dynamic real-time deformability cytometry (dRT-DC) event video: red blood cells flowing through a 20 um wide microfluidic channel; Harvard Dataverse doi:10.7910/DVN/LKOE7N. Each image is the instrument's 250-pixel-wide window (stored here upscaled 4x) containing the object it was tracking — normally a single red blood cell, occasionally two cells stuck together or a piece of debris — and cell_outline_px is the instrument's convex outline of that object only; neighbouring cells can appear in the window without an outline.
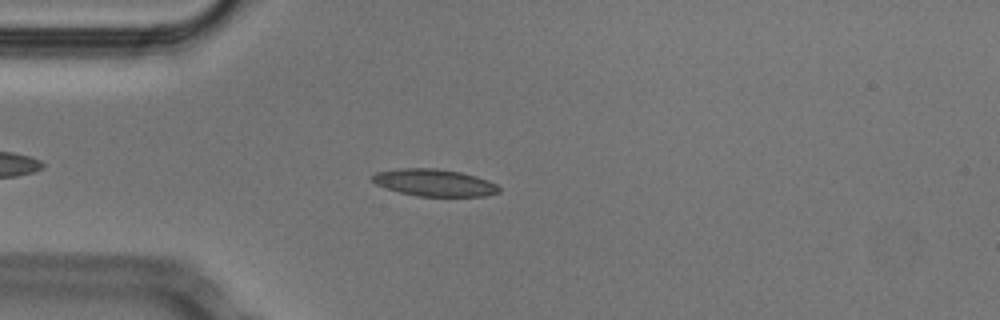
{"species": "Egyptian fruit bat (a non-hibernating species)", "species_latin": "Rousettus aegyptiacus", "temperature_condition": "cold", "stored_images_in_passage": 47, "camera_frame_rate_fps": 3000, "um_per_image_px": 0.085, "animal": {"sex": "male"}, "frame": {"image": 1, "passage_image": 8, "time_ms": 2.333, "image_size_px": [1000, 320], "cell_outline_px": [[500, 192], [484, 196], [416, 196], [384, 188], [376, 184], [368, 176], [376, 172], [400, 168], [436, 168], [460, 172], [476, 176], [488, 180], [496, 184], [500, 188]], "centroid_in_image_um": [36.88, 15.52], "position_along_channel_um": 48.1, "area_um2": 20.11}}
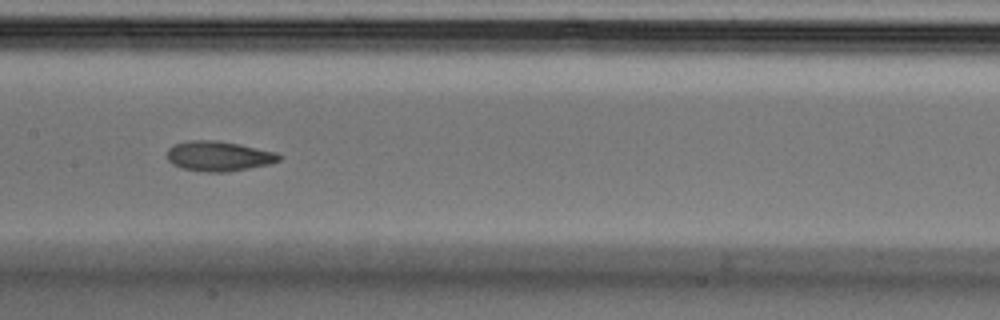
{"frame": {"image": 2, "passage_image": 20, "time_ms": 6.333, "image_size_px": [1000, 320], "cell_outline_px": [[284, 156], [280, 160], [268, 164], [228, 172], [204, 172], [180, 168], [172, 164], [168, 160], [168, 148], [176, 144], [188, 140], [216, 140], [240, 144], [276, 152]], "centroid_in_image_um": [18.59, 13.27], "position_along_channel_um": 188.8, "area_um2": 19.65}}
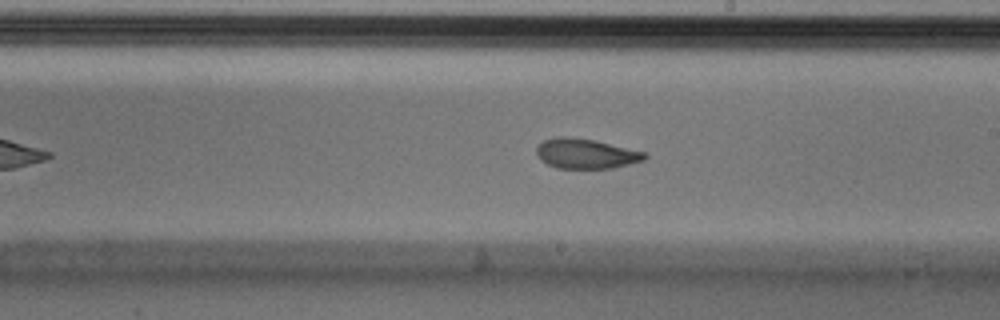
{"frame": {"image": 3, "passage_image": 24, "time_ms": 7.667, "image_size_px": [1000, 320], "cell_outline_px": [[648, 156], [644, 160], [612, 168], [556, 168], [540, 160], [536, 152], [536, 148], [544, 140], [560, 136], [564, 136], [596, 140], [648, 152]], "centroid_in_image_um": [49.83, 13.05], "position_along_channel_um": 239.2, "area_um2": 18.96}, "authors_computed_cell_mechanics": {"area_um2": 19.5364, "velocity_mm_per_s": 3.7962, "shape_relaxation_time_tau1_ms": 9.4411, "shape_relaxation_time_tau2_ms": 2.0158, "deformation_change_tau1": 0.2272, "deformation_change_tau2": 0.0782}}